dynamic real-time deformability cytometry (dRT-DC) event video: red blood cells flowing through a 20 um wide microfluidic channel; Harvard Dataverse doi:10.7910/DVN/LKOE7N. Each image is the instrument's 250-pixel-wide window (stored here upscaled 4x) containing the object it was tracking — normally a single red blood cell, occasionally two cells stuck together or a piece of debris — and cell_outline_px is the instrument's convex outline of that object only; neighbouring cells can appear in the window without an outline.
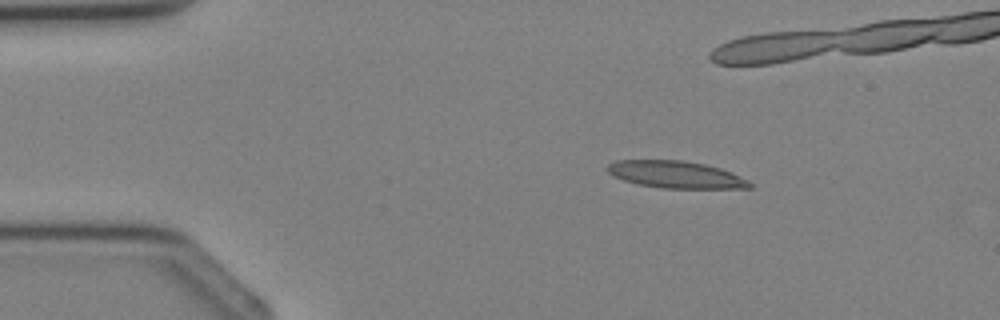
{"species": "Egyptian fruit bat (a non-hibernating species)", "species_latin": "Rousettus aegyptiacus", "temperature_condition": "cold", "stored_images_in_passage": 6, "camera_frame_rate_fps": 3000, "um_per_image_px": 0.085, "animal": {"sex": "female"}, "frame": {"image": 1, "passage_image": 1, "time_ms": 0.0, "image_size_px": [1000, 320], "cell_outline_px": [[752, 188], [660, 188], [640, 184], [624, 180], [612, 176], [604, 168], [608, 164], [616, 160], [684, 160], [704, 164], [720, 168], [732, 172], [748, 180], [752, 184]], "centroid_in_image_um": [57.43, 14.83], "position_along_channel_um": 27.6, "area_um2": 22.54}}
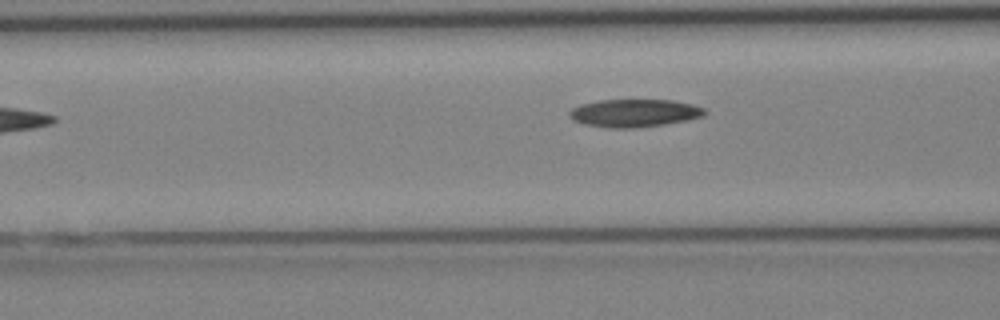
{"frame": {"image": 2, "passage_image": 5, "time_ms": 4.333, "image_size_px": [1000, 320], "cell_outline_px": [[708, 112], [704, 116], [688, 120], [664, 124], [636, 128], [612, 128], [584, 124], [572, 120], [568, 116], [568, 112], [572, 108], [580, 104], [600, 100], [672, 100], [692, 104], [704, 108]], "centroid_in_image_um": [53.91, 9.61], "position_along_channel_um": 112.7, "area_um2": 22.08}}